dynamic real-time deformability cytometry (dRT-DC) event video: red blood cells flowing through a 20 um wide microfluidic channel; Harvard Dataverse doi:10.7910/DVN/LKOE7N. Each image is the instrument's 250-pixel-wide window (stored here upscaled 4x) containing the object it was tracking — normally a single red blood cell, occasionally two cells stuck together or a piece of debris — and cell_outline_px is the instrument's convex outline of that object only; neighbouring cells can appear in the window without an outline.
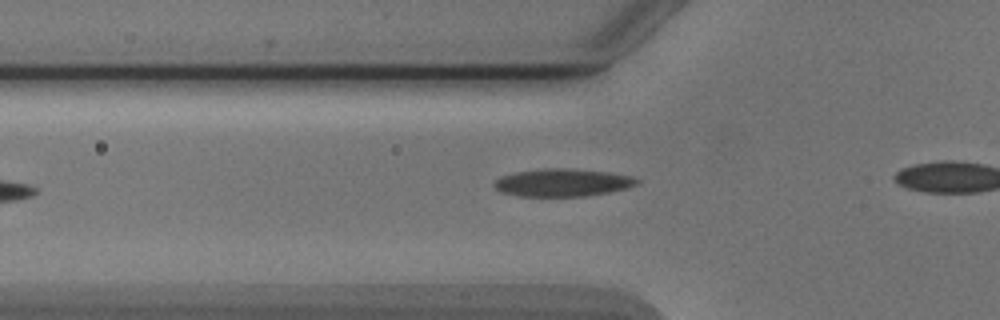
{"species": "Egyptian fruit bat (a non-hibernating species)", "species_latin": "Rousettus aegyptiacus", "temperature_condition": "cold", "stored_images_in_passage": 6, "segment_of_instrument_passage": [1, 2], "camera_frame_rate_fps": 3000, "um_per_image_px": 0.085, "animal": {"sex": "male"}, "frame": {"image": 1, "passage_image": 5, "time_ms": 5.667, "image_size_px": [1000, 320], "cell_outline_px": [[640, 180], [636, 184], [628, 188], [588, 196], [520, 196], [500, 192], [492, 184], [500, 176], [516, 172], [540, 168], [568, 168], [608, 172], [632, 176]], "centroid_in_image_um": [47.8, 15.51], "position_along_channel_um": 78.0, "area_um2": 23.12}}